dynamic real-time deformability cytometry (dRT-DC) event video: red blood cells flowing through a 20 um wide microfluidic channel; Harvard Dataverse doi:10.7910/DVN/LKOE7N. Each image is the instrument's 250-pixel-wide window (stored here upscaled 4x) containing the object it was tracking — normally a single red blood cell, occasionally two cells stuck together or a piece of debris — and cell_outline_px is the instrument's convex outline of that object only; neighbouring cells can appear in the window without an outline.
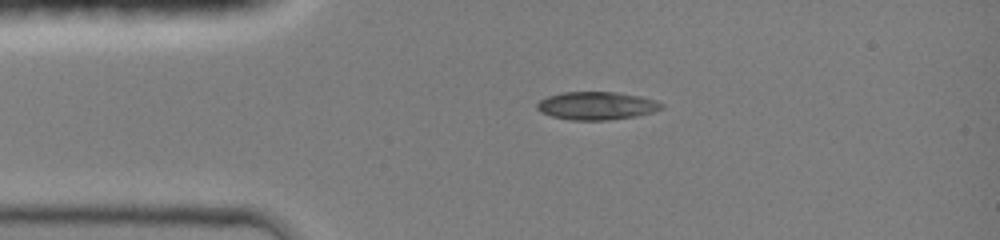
{"species": "common noctule bat (a hibernating species)", "species_latin": "Nyctalus noctula", "temperature_condition": "room temperature", "stored_images_in_passage": 37, "camera_frame_rate_fps": 3000, "um_per_image_px": 0.085, "animal": {"sex": "female", "body_mass_g": 19.0, "forearm_length_mm": 51.5}, "frame": {"image": 1, "passage_image": 1, "time_ms": 0.0, "image_size_px": [1000, 240], "cell_outline_px": [[664, 108], [652, 112], [636, 116], [604, 120], [572, 120], [552, 116], [540, 112], [536, 108], [536, 104], [540, 100], [548, 96], [560, 92], [616, 92], [640, 96], [656, 100], [664, 104]], "centroid_in_image_um": [50.71, 8.98], "position_along_channel_um": 34.3, "area_um2": 20.35}}
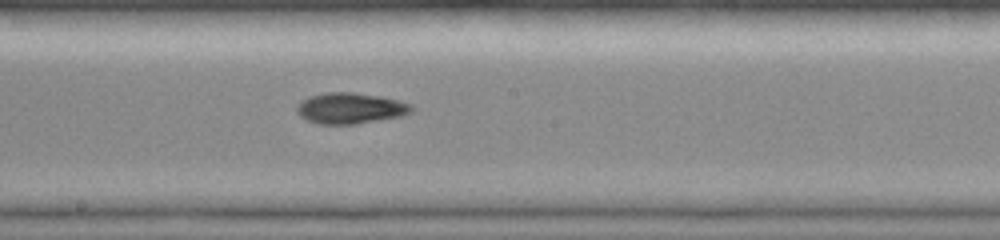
{"frame": {"image": 2, "passage_image": 16, "time_ms": 5.0, "image_size_px": [1000, 240], "cell_outline_px": [[416, 108], [412, 112], [400, 116], [356, 124], [316, 124], [300, 116], [296, 112], [296, 108], [300, 100], [308, 96], [328, 92], [352, 92], [380, 96], [412, 104]], "centroid_in_image_um": [29.76, 9.2], "position_along_channel_um": 218.4, "area_um2": 20.81}}
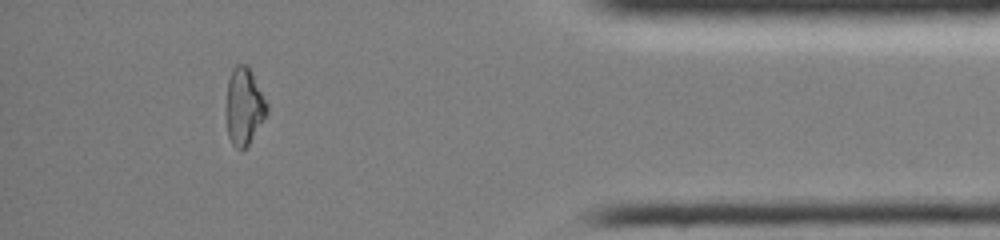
{"frame": {"image": 3, "passage_image": 32, "time_ms": 10.333, "image_size_px": [1000, 240], "cell_outline_px": [[268, 112], [248, 144], [240, 152], [232, 144], [228, 136], [228, 80], [232, 68], [236, 64], [248, 64], [268, 104]], "centroid_in_image_um": [20.77, 9.01], "position_along_channel_um": 414.4, "area_um2": 17.92}, "authors_computed_cell_mechanics": {"area_um2": 19.5364, "velocity_mm_per_s": 4.2277, "shape_relaxation_time_tau1_ms": 4.5492, "shape_relaxation_time_tau2_ms": 6.08, "deformation_change_tau1": 0.1893, "deformation_change_tau2": 0.1143}}